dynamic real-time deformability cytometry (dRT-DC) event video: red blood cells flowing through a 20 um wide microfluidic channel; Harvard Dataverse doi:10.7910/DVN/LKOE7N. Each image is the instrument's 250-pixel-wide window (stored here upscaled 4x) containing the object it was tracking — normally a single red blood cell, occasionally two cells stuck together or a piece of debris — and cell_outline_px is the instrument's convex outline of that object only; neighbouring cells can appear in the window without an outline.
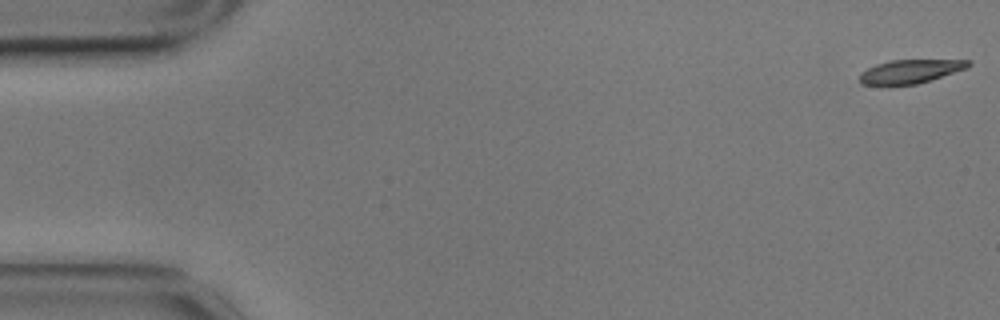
{"species": "common noctule bat (a hibernating species)", "species_latin": "Nyctalus noctula", "temperature_condition": "cold", "stored_images_in_passage": 57, "camera_frame_rate_fps": 3000, "um_per_image_px": 0.085, "animal": {"sex": "male", "body_mass_g": 17.9}, "frame": {"image": 1, "passage_image": 1, "time_ms": 0.0, "image_size_px": [1000, 320], "cell_outline_px": [[972, 64], [968, 68], [916, 84], [892, 88], [880, 88], [860, 84], [860, 72], [876, 64], [892, 60], [972, 60]], "centroid_in_image_um": [77.28, 6.13], "position_along_channel_um": 7.7, "area_um2": 15.72}}
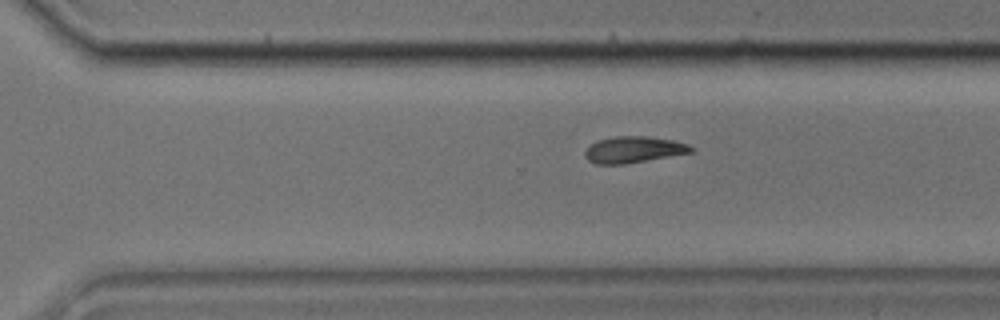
{"frame": {"image": 2, "passage_image": 39, "time_ms": 12.667, "image_size_px": [1000, 320], "cell_outline_px": [[696, 148], [692, 152], [624, 164], [596, 164], [588, 160], [584, 156], [584, 152], [592, 144], [600, 140], [616, 136], [648, 136], [672, 140], [688, 144]], "centroid_in_image_um": [53.87, 12.72], "position_along_channel_um": 316.7, "area_um2": 16.13}}
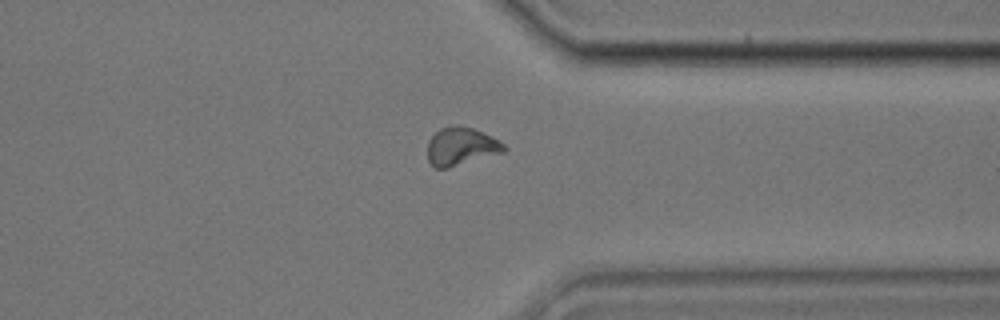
{"frame": {"image": 3, "passage_image": 44, "time_ms": 14.333, "image_size_px": [1000, 320], "cell_outline_px": [[508, 148], [504, 152], [448, 168], [436, 168], [428, 160], [428, 140], [440, 128], [456, 124], [460, 124], [472, 128], [492, 136], [500, 140]], "centroid_in_image_um": [39.21, 12.43], "position_along_channel_um": 372.2, "area_um2": 17.05}}